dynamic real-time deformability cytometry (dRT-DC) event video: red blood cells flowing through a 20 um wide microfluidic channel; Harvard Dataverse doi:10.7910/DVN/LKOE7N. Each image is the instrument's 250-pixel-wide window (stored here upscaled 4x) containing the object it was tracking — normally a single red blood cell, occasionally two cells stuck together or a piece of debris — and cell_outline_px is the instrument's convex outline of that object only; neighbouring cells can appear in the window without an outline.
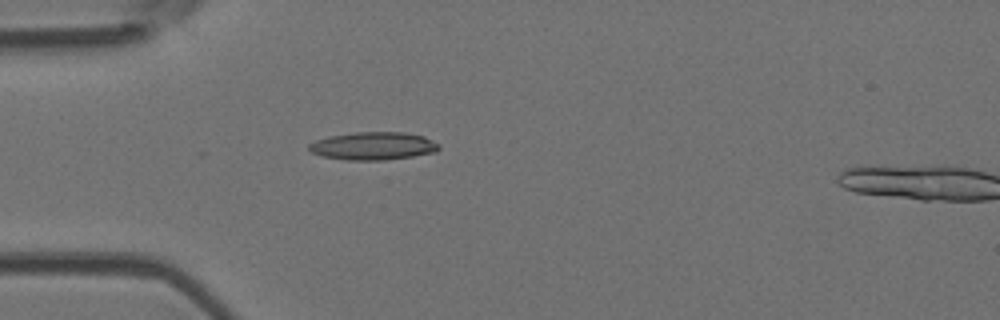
{"species": "Egyptian fruit bat (a non-hibernating species)", "species_latin": "Rousettus aegyptiacus", "temperature_condition": "room temperature", "stored_images_in_passage": 40, "camera_frame_rate_fps": 3000, "um_per_image_px": 0.085, "animal": {"sex": "female"}, "frame": {"image": 1, "passage_image": 16, "time_ms": 5.0, "image_size_px": [1000, 320], "cell_outline_px": [[440, 148], [436, 152], [412, 156], [384, 160], [344, 160], [320, 156], [312, 152], [308, 148], [308, 144], [316, 140], [328, 136], [356, 132], [404, 132], [424, 136], [440, 144]], "centroid_in_image_um": [31.72, 12.41], "position_along_channel_um": 53.3, "area_um2": 21.27}}
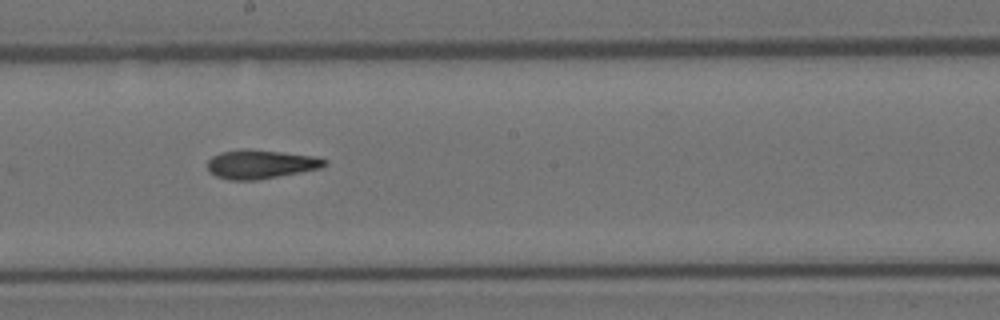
{"frame": {"image": 2, "passage_image": 30, "time_ms": 9.667, "image_size_px": [1000, 320], "cell_outline_px": [[328, 164], [320, 168], [256, 180], [228, 180], [216, 176], [208, 172], [208, 160], [212, 156], [220, 152], [240, 148], [248, 148], [320, 156], [328, 160]], "centroid_in_image_um": [22.16, 13.93], "position_along_channel_um": 226.0, "area_um2": 20.06}}
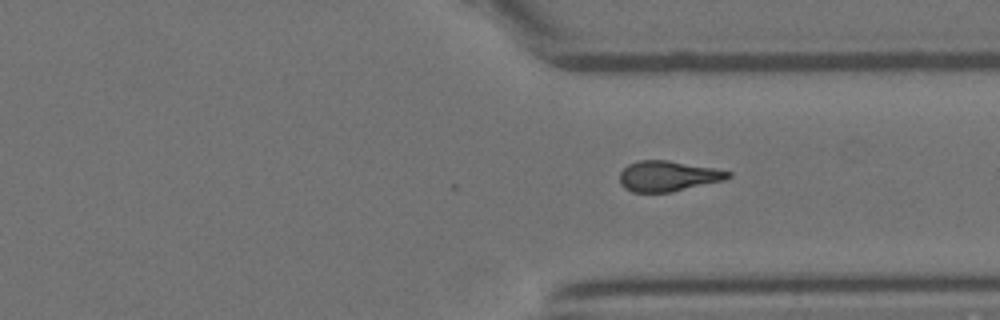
{"frame": {"image": 3, "passage_image": 40, "time_ms": 13.0, "image_size_px": [1000, 320], "cell_outline_px": [[732, 176], [724, 180], [672, 192], [632, 192], [624, 188], [620, 184], [620, 172], [628, 164], [640, 160], [668, 160], [712, 168], [732, 172]], "centroid_in_image_um": [56.76, 14.97], "position_along_channel_um": 354.6, "area_um2": 19.19}}